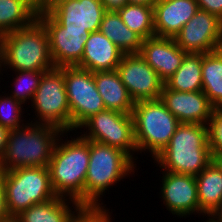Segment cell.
<instances>
[{
  "mask_svg": "<svg viewBox=\"0 0 222 222\" xmlns=\"http://www.w3.org/2000/svg\"><path fill=\"white\" fill-rule=\"evenodd\" d=\"M106 10H117L128 3V0H101Z\"/></svg>",
  "mask_w": 222,
  "mask_h": 222,
  "instance_id": "35",
  "label": "cell"
},
{
  "mask_svg": "<svg viewBox=\"0 0 222 222\" xmlns=\"http://www.w3.org/2000/svg\"><path fill=\"white\" fill-rule=\"evenodd\" d=\"M116 71L134 102L160 99L164 82L139 54H124Z\"/></svg>",
  "mask_w": 222,
  "mask_h": 222,
  "instance_id": "13",
  "label": "cell"
},
{
  "mask_svg": "<svg viewBox=\"0 0 222 222\" xmlns=\"http://www.w3.org/2000/svg\"><path fill=\"white\" fill-rule=\"evenodd\" d=\"M157 0H128L131 4L154 5Z\"/></svg>",
  "mask_w": 222,
  "mask_h": 222,
  "instance_id": "38",
  "label": "cell"
},
{
  "mask_svg": "<svg viewBox=\"0 0 222 222\" xmlns=\"http://www.w3.org/2000/svg\"><path fill=\"white\" fill-rule=\"evenodd\" d=\"M96 88L104 101L106 110L132 114L134 101L128 94L116 70L94 72Z\"/></svg>",
  "mask_w": 222,
  "mask_h": 222,
  "instance_id": "20",
  "label": "cell"
},
{
  "mask_svg": "<svg viewBox=\"0 0 222 222\" xmlns=\"http://www.w3.org/2000/svg\"><path fill=\"white\" fill-rule=\"evenodd\" d=\"M116 11L124 24L143 40L155 36L153 5L127 3Z\"/></svg>",
  "mask_w": 222,
  "mask_h": 222,
  "instance_id": "27",
  "label": "cell"
},
{
  "mask_svg": "<svg viewBox=\"0 0 222 222\" xmlns=\"http://www.w3.org/2000/svg\"><path fill=\"white\" fill-rule=\"evenodd\" d=\"M110 214L105 207H81L68 222H111Z\"/></svg>",
  "mask_w": 222,
  "mask_h": 222,
  "instance_id": "30",
  "label": "cell"
},
{
  "mask_svg": "<svg viewBox=\"0 0 222 222\" xmlns=\"http://www.w3.org/2000/svg\"><path fill=\"white\" fill-rule=\"evenodd\" d=\"M212 162L222 172V153L221 152H213L212 153Z\"/></svg>",
  "mask_w": 222,
  "mask_h": 222,
  "instance_id": "36",
  "label": "cell"
},
{
  "mask_svg": "<svg viewBox=\"0 0 222 222\" xmlns=\"http://www.w3.org/2000/svg\"><path fill=\"white\" fill-rule=\"evenodd\" d=\"M3 182L9 216H18L30 206L57 196L50 183L48 167H23L4 171Z\"/></svg>",
  "mask_w": 222,
  "mask_h": 222,
  "instance_id": "7",
  "label": "cell"
},
{
  "mask_svg": "<svg viewBox=\"0 0 222 222\" xmlns=\"http://www.w3.org/2000/svg\"><path fill=\"white\" fill-rule=\"evenodd\" d=\"M37 19L48 33L53 65L77 66L83 56L86 38L91 32H64V28L45 9L38 10Z\"/></svg>",
  "mask_w": 222,
  "mask_h": 222,
  "instance_id": "14",
  "label": "cell"
},
{
  "mask_svg": "<svg viewBox=\"0 0 222 222\" xmlns=\"http://www.w3.org/2000/svg\"><path fill=\"white\" fill-rule=\"evenodd\" d=\"M89 164L84 184V207H105L103 194L112 185L134 174L135 161L119 148L89 140ZM132 172V173H131ZM101 202V203H100Z\"/></svg>",
  "mask_w": 222,
  "mask_h": 222,
  "instance_id": "5",
  "label": "cell"
},
{
  "mask_svg": "<svg viewBox=\"0 0 222 222\" xmlns=\"http://www.w3.org/2000/svg\"><path fill=\"white\" fill-rule=\"evenodd\" d=\"M196 178L199 216H210L222 200V172L211 162Z\"/></svg>",
  "mask_w": 222,
  "mask_h": 222,
  "instance_id": "22",
  "label": "cell"
},
{
  "mask_svg": "<svg viewBox=\"0 0 222 222\" xmlns=\"http://www.w3.org/2000/svg\"><path fill=\"white\" fill-rule=\"evenodd\" d=\"M54 67L48 33L38 19L28 27L0 36V74L4 68L49 71Z\"/></svg>",
  "mask_w": 222,
  "mask_h": 222,
  "instance_id": "3",
  "label": "cell"
},
{
  "mask_svg": "<svg viewBox=\"0 0 222 222\" xmlns=\"http://www.w3.org/2000/svg\"><path fill=\"white\" fill-rule=\"evenodd\" d=\"M99 31L124 54H139L143 39L124 24L117 11L105 12Z\"/></svg>",
  "mask_w": 222,
  "mask_h": 222,
  "instance_id": "23",
  "label": "cell"
},
{
  "mask_svg": "<svg viewBox=\"0 0 222 222\" xmlns=\"http://www.w3.org/2000/svg\"><path fill=\"white\" fill-rule=\"evenodd\" d=\"M36 4H37V9H44L45 7H47L51 2H53L54 0H35Z\"/></svg>",
  "mask_w": 222,
  "mask_h": 222,
  "instance_id": "39",
  "label": "cell"
},
{
  "mask_svg": "<svg viewBox=\"0 0 222 222\" xmlns=\"http://www.w3.org/2000/svg\"><path fill=\"white\" fill-rule=\"evenodd\" d=\"M10 130L0 125V163L3 159Z\"/></svg>",
  "mask_w": 222,
  "mask_h": 222,
  "instance_id": "34",
  "label": "cell"
},
{
  "mask_svg": "<svg viewBox=\"0 0 222 222\" xmlns=\"http://www.w3.org/2000/svg\"><path fill=\"white\" fill-rule=\"evenodd\" d=\"M202 54L187 53L177 71L164 83L174 91L202 90Z\"/></svg>",
  "mask_w": 222,
  "mask_h": 222,
  "instance_id": "26",
  "label": "cell"
},
{
  "mask_svg": "<svg viewBox=\"0 0 222 222\" xmlns=\"http://www.w3.org/2000/svg\"><path fill=\"white\" fill-rule=\"evenodd\" d=\"M208 126L211 152L222 153V108L213 110Z\"/></svg>",
  "mask_w": 222,
  "mask_h": 222,
  "instance_id": "31",
  "label": "cell"
},
{
  "mask_svg": "<svg viewBox=\"0 0 222 222\" xmlns=\"http://www.w3.org/2000/svg\"><path fill=\"white\" fill-rule=\"evenodd\" d=\"M25 124L10 130L0 163L1 172L23 167H48L59 138L67 134L55 126L34 123L33 120Z\"/></svg>",
  "mask_w": 222,
  "mask_h": 222,
  "instance_id": "2",
  "label": "cell"
},
{
  "mask_svg": "<svg viewBox=\"0 0 222 222\" xmlns=\"http://www.w3.org/2000/svg\"><path fill=\"white\" fill-rule=\"evenodd\" d=\"M81 207L74 199L56 196L47 202L30 206L18 217L21 222H68Z\"/></svg>",
  "mask_w": 222,
  "mask_h": 222,
  "instance_id": "21",
  "label": "cell"
},
{
  "mask_svg": "<svg viewBox=\"0 0 222 222\" xmlns=\"http://www.w3.org/2000/svg\"><path fill=\"white\" fill-rule=\"evenodd\" d=\"M36 8H37V4L35 0H29Z\"/></svg>",
  "mask_w": 222,
  "mask_h": 222,
  "instance_id": "42",
  "label": "cell"
},
{
  "mask_svg": "<svg viewBox=\"0 0 222 222\" xmlns=\"http://www.w3.org/2000/svg\"><path fill=\"white\" fill-rule=\"evenodd\" d=\"M200 10L218 16L222 20V0H196Z\"/></svg>",
  "mask_w": 222,
  "mask_h": 222,
  "instance_id": "32",
  "label": "cell"
},
{
  "mask_svg": "<svg viewBox=\"0 0 222 222\" xmlns=\"http://www.w3.org/2000/svg\"><path fill=\"white\" fill-rule=\"evenodd\" d=\"M202 91L214 109L222 108V49L202 54Z\"/></svg>",
  "mask_w": 222,
  "mask_h": 222,
  "instance_id": "25",
  "label": "cell"
},
{
  "mask_svg": "<svg viewBox=\"0 0 222 222\" xmlns=\"http://www.w3.org/2000/svg\"><path fill=\"white\" fill-rule=\"evenodd\" d=\"M186 54L178 47L174 38L159 36L143 40L139 52L164 83L181 66Z\"/></svg>",
  "mask_w": 222,
  "mask_h": 222,
  "instance_id": "17",
  "label": "cell"
},
{
  "mask_svg": "<svg viewBox=\"0 0 222 222\" xmlns=\"http://www.w3.org/2000/svg\"><path fill=\"white\" fill-rule=\"evenodd\" d=\"M174 40L186 53L204 54L219 50L222 45V20L199 9L174 36Z\"/></svg>",
  "mask_w": 222,
  "mask_h": 222,
  "instance_id": "12",
  "label": "cell"
},
{
  "mask_svg": "<svg viewBox=\"0 0 222 222\" xmlns=\"http://www.w3.org/2000/svg\"><path fill=\"white\" fill-rule=\"evenodd\" d=\"M0 222H21L18 216H8L4 219H1Z\"/></svg>",
  "mask_w": 222,
  "mask_h": 222,
  "instance_id": "40",
  "label": "cell"
},
{
  "mask_svg": "<svg viewBox=\"0 0 222 222\" xmlns=\"http://www.w3.org/2000/svg\"><path fill=\"white\" fill-rule=\"evenodd\" d=\"M82 128L87 129L80 135L84 139L119 148L136 162V157L133 155L137 152V147L131 114L104 110L90 116L78 127V130L82 131Z\"/></svg>",
  "mask_w": 222,
  "mask_h": 222,
  "instance_id": "9",
  "label": "cell"
},
{
  "mask_svg": "<svg viewBox=\"0 0 222 222\" xmlns=\"http://www.w3.org/2000/svg\"><path fill=\"white\" fill-rule=\"evenodd\" d=\"M210 216L214 218L217 222H222V200L218 208Z\"/></svg>",
  "mask_w": 222,
  "mask_h": 222,
  "instance_id": "37",
  "label": "cell"
},
{
  "mask_svg": "<svg viewBox=\"0 0 222 222\" xmlns=\"http://www.w3.org/2000/svg\"><path fill=\"white\" fill-rule=\"evenodd\" d=\"M37 14L29 0H0V36L30 26Z\"/></svg>",
  "mask_w": 222,
  "mask_h": 222,
  "instance_id": "24",
  "label": "cell"
},
{
  "mask_svg": "<svg viewBox=\"0 0 222 222\" xmlns=\"http://www.w3.org/2000/svg\"><path fill=\"white\" fill-rule=\"evenodd\" d=\"M5 198V185L3 182V172L0 171V220L8 217Z\"/></svg>",
  "mask_w": 222,
  "mask_h": 222,
  "instance_id": "33",
  "label": "cell"
},
{
  "mask_svg": "<svg viewBox=\"0 0 222 222\" xmlns=\"http://www.w3.org/2000/svg\"><path fill=\"white\" fill-rule=\"evenodd\" d=\"M131 115L137 152L149 151L153 159L169 144L180 125L160 99L135 102Z\"/></svg>",
  "mask_w": 222,
  "mask_h": 222,
  "instance_id": "6",
  "label": "cell"
},
{
  "mask_svg": "<svg viewBox=\"0 0 222 222\" xmlns=\"http://www.w3.org/2000/svg\"><path fill=\"white\" fill-rule=\"evenodd\" d=\"M64 80L71 115V131L90 116L106 110L91 71L77 66H64Z\"/></svg>",
  "mask_w": 222,
  "mask_h": 222,
  "instance_id": "10",
  "label": "cell"
},
{
  "mask_svg": "<svg viewBox=\"0 0 222 222\" xmlns=\"http://www.w3.org/2000/svg\"><path fill=\"white\" fill-rule=\"evenodd\" d=\"M153 160L161 171L197 176L212 162L209 126L180 123L169 144Z\"/></svg>",
  "mask_w": 222,
  "mask_h": 222,
  "instance_id": "1",
  "label": "cell"
},
{
  "mask_svg": "<svg viewBox=\"0 0 222 222\" xmlns=\"http://www.w3.org/2000/svg\"><path fill=\"white\" fill-rule=\"evenodd\" d=\"M161 197L167 210L180 218L199 213L196 178L193 175L162 171ZM189 215V216H188Z\"/></svg>",
  "mask_w": 222,
  "mask_h": 222,
  "instance_id": "15",
  "label": "cell"
},
{
  "mask_svg": "<svg viewBox=\"0 0 222 222\" xmlns=\"http://www.w3.org/2000/svg\"><path fill=\"white\" fill-rule=\"evenodd\" d=\"M153 8L155 36L171 38L199 10L196 0H157Z\"/></svg>",
  "mask_w": 222,
  "mask_h": 222,
  "instance_id": "18",
  "label": "cell"
},
{
  "mask_svg": "<svg viewBox=\"0 0 222 222\" xmlns=\"http://www.w3.org/2000/svg\"><path fill=\"white\" fill-rule=\"evenodd\" d=\"M124 53L99 30L86 38L83 56L77 67L94 72L116 70Z\"/></svg>",
  "mask_w": 222,
  "mask_h": 222,
  "instance_id": "19",
  "label": "cell"
},
{
  "mask_svg": "<svg viewBox=\"0 0 222 222\" xmlns=\"http://www.w3.org/2000/svg\"><path fill=\"white\" fill-rule=\"evenodd\" d=\"M44 9L64 32L74 33L98 31L107 11L101 0H54Z\"/></svg>",
  "mask_w": 222,
  "mask_h": 222,
  "instance_id": "11",
  "label": "cell"
},
{
  "mask_svg": "<svg viewBox=\"0 0 222 222\" xmlns=\"http://www.w3.org/2000/svg\"><path fill=\"white\" fill-rule=\"evenodd\" d=\"M160 100L180 123L209 125L214 108L200 91H174L165 84Z\"/></svg>",
  "mask_w": 222,
  "mask_h": 222,
  "instance_id": "16",
  "label": "cell"
},
{
  "mask_svg": "<svg viewBox=\"0 0 222 222\" xmlns=\"http://www.w3.org/2000/svg\"><path fill=\"white\" fill-rule=\"evenodd\" d=\"M70 138L67 140V135L64 141L60 137L55 146L48 164L50 183L57 196L74 199L84 207V184L90 158L89 140L79 135Z\"/></svg>",
  "mask_w": 222,
  "mask_h": 222,
  "instance_id": "4",
  "label": "cell"
},
{
  "mask_svg": "<svg viewBox=\"0 0 222 222\" xmlns=\"http://www.w3.org/2000/svg\"><path fill=\"white\" fill-rule=\"evenodd\" d=\"M31 103L36 116L33 118L34 123L49 124L68 133L71 131L64 66L54 67L43 73Z\"/></svg>",
  "mask_w": 222,
  "mask_h": 222,
  "instance_id": "8",
  "label": "cell"
},
{
  "mask_svg": "<svg viewBox=\"0 0 222 222\" xmlns=\"http://www.w3.org/2000/svg\"><path fill=\"white\" fill-rule=\"evenodd\" d=\"M4 95L0 94V125L9 130L24 126L26 121L22 119L24 117L22 114L25 112L23 111L25 109H22L23 104L6 93Z\"/></svg>",
  "mask_w": 222,
  "mask_h": 222,
  "instance_id": "29",
  "label": "cell"
},
{
  "mask_svg": "<svg viewBox=\"0 0 222 222\" xmlns=\"http://www.w3.org/2000/svg\"><path fill=\"white\" fill-rule=\"evenodd\" d=\"M208 220H206V222H217L214 218H212L211 216L207 217Z\"/></svg>",
  "mask_w": 222,
  "mask_h": 222,
  "instance_id": "41",
  "label": "cell"
},
{
  "mask_svg": "<svg viewBox=\"0 0 222 222\" xmlns=\"http://www.w3.org/2000/svg\"><path fill=\"white\" fill-rule=\"evenodd\" d=\"M16 77L14 79L13 87L8 96L20 101L23 105L33 99L41 77L45 71H14Z\"/></svg>",
  "mask_w": 222,
  "mask_h": 222,
  "instance_id": "28",
  "label": "cell"
}]
</instances>
